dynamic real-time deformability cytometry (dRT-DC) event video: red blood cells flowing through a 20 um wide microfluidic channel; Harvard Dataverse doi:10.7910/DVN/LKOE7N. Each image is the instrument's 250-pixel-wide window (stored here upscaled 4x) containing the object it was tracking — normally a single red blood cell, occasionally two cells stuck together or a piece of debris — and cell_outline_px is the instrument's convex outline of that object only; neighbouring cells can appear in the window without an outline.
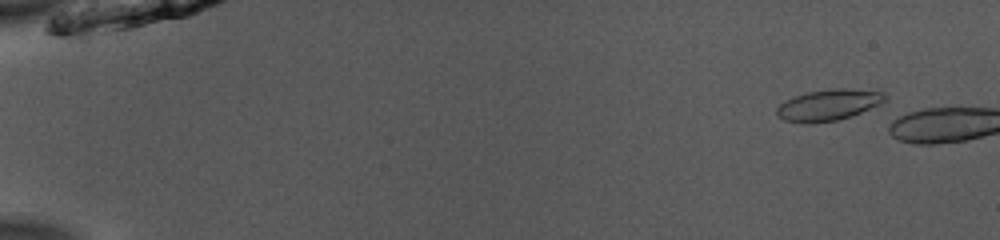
{"species": "common noctule bat (a hibernating species)", "species_latin": "Nyctalus noctula", "temperature_condition": "room temperature", "stored_images_in_passage": 8, "camera_frame_rate_fps": 3000, "um_per_image_px": 0.085, "animal": {"sex": "male", "body_mass_g": 13.0, "forearm_length_mm": 53.1}, "frame": {"image": 1, "passage_image": 5, "time_ms": 1.333, "image_size_px": [1000, 240], "cell_outline_px": [[888, 100], [880, 104], [860, 112], [836, 120], [808, 124], [804, 124], [784, 120], [776, 112], [776, 108], [780, 104], [796, 96], [808, 92], [836, 88], [844, 88], [884, 92], [888, 96]], "centroid_in_image_um": [70.45, 8.92], "position_along_channel_um": 14.6, "area_um2": 19.42}}